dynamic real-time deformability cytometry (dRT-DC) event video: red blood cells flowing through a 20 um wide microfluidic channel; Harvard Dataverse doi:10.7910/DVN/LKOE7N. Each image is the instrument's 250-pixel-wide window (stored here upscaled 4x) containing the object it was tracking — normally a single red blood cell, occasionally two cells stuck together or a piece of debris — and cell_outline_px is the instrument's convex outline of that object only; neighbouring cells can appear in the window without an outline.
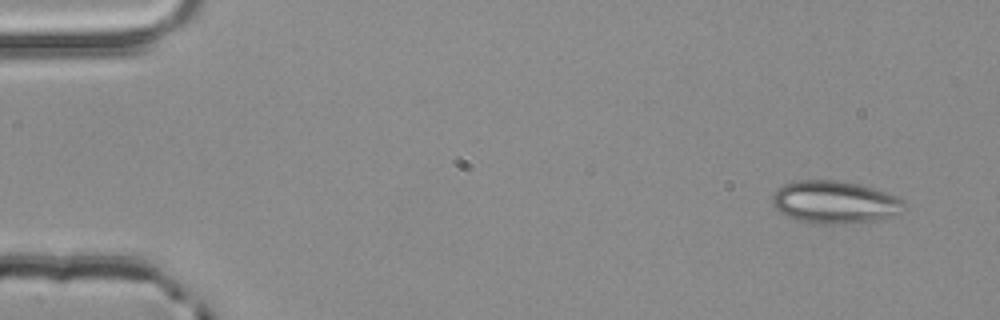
{"species": "common noctule bat (a hibernating species)", "species_latin": "Nyctalus noctula", "temperature_condition": "room temperature", "stored_images_in_passage": 5, "camera_frame_rate_fps": 3000, "um_per_image_px": 0.085, "animal": {"sex": "male", "body_mass_g": 20.4}, "frame": {"image": 1, "passage_image": 5, "time_ms": 1.333, "image_size_px": [1000, 320], "cell_outline_px": [[904, 204], [900, 212], [884, 220], [848, 224], [812, 224], [788, 216], [780, 212], [776, 208], [772, 200], [772, 196], [784, 184], [800, 180], [836, 180], [856, 184], [872, 188], [900, 196], [904, 200]], "centroid_in_image_um": [71.0, 17.21], "position_along_channel_um": 14.0, "area_um2": 32.77}}